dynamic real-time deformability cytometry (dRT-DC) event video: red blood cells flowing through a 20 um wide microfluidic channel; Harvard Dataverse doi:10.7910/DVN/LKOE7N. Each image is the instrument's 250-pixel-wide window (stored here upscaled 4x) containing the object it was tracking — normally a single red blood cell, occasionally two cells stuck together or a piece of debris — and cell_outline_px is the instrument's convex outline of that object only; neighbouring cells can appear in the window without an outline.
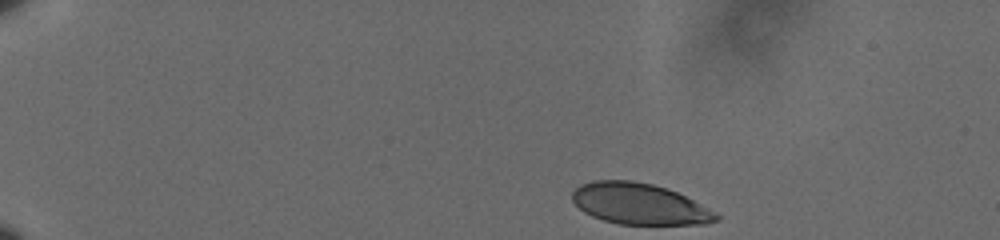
{"species": "human", "species_latin": "Homo sapiens", "temperature_condition": "cold", "stored_images_in_passage": 44, "camera_frame_rate_fps": 3000, "um_per_image_px": 0.085, "donor": {"sex": "male"}, "frame": {"image": 1, "passage_image": 1, "time_ms": 0.0, "image_size_px": [1000, 240], "cell_outline_px": [[720, 220], [708, 224], [616, 224], [592, 216], [584, 212], [572, 200], [572, 192], [580, 184], [592, 180], [632, 180], [652, 184], [668, 188], [716, 212], [720, 216]], "centroid_in_image_um": [54.35, 17.33], "position_along_channel_um": 30.7, "area_um2": 34.51}}
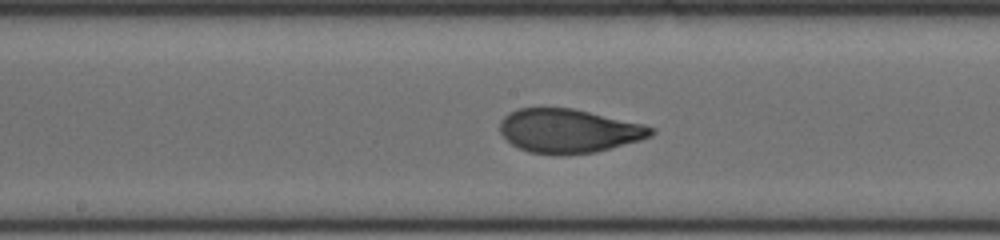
{"frame": {"image": 2, "passage_image": 24, "time_ms": 7.667, "image_size_px": [1000, 240], "cell_outline_px": [[656, 132], [652, 136], [640, 140], [596, 152], [560, 156], [556, 156], [528, 152], [512, 144], [500, 132], [500, 120], [508, 112], [520, 108], [572, 108], [644, 124], [656, 128]], "centroid_in_image_um": [48.35, 11.14], "position_along_channel_um": 199.8, "area_um2": 38.96}}
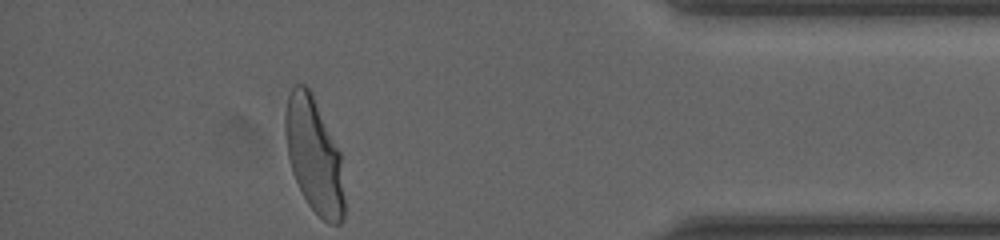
{"frame": {"image": 3, "passage_image": 44, "time_ms": 14.333, "image_size_px": [1000, 240], "cell_outline_px": [[344, 220], [340, 224], [328, 224], [308, 204], [292, 172], [288, 156], [284, 132], [284, 116], [288, 96], [292, 88], [296, 84], [304, 84], [312, 92], [340, 152], [344, 200]], "centroid_in_image_um": [26.69, 13.2], "position_along_channel_um": 408.5, "area_um2": 39.48}, "authors_computed_cell_mechanics": {"area_um2": 38.4948, "velocity_mm_per_s": 3.5842, "shape_relaxation_time_tau1_ms": 3.4736, "shape_relaxation_time_tau2_ms": null, "deformation_change_tau1": 0.161, "deformation_change_tau2": null}}